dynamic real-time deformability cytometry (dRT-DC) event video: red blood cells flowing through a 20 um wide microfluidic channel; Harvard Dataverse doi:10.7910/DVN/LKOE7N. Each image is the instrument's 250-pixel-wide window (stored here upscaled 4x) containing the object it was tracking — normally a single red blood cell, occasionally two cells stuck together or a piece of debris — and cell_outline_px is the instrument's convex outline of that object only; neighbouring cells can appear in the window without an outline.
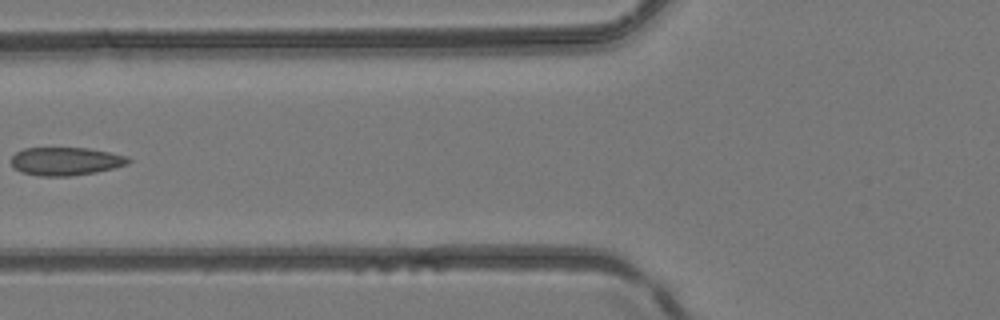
{"species": "common noctule bat (a hibernating species)", "species_latin": "Nyctalus noctula", "temperature_condition": "room temperature", "stored_images_in_passage": 5, "camera_frame_rate_fps": 3000, "um_per_image_px": 0.085, "animal": {"sex": "female", "body_mass_g": 24.6, "forearm_length_mm": 56.2}, "frame": {"image": 1, "passage_image": 5, "time_ms": 1.333, "image_size_px": [1000, 320], "cell_outline_px": [[132, 160], [128, 164], [96, 172], [72, 176], [40, 176], [20, 172], [12, 168], [12, 156], [16, 152], [24, 148], [88, 148], [128, 156]], "centroid_in_image_um": [5.57, 13.71], "position_along_channel_um": 120.2, "area_um2": 19.31}}